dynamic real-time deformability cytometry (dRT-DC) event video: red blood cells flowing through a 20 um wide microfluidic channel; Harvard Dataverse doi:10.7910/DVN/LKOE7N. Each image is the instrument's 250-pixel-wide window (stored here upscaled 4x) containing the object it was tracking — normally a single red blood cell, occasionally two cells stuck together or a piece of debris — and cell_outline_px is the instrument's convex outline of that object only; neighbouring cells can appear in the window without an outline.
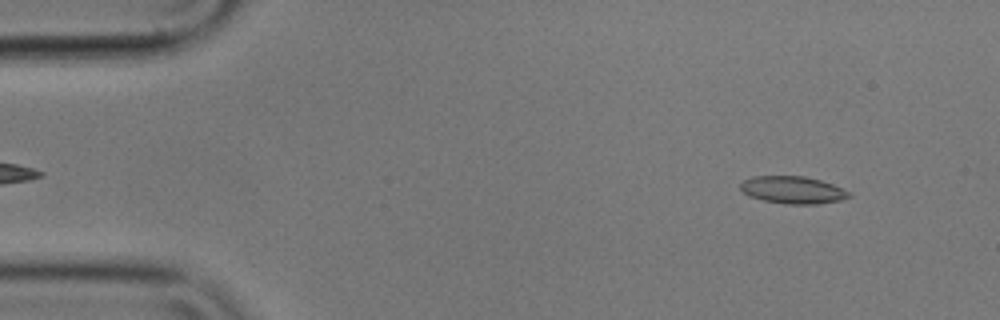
{"species": "common noctule bat (a hibernating species)", "species_latin": "Nyctalus noctula", "temperature_condition": "cold", "stored_images_in_passage": 15, "camera_frame_rate_fps": 3000, "um_per_image_px": 0.085, "animal": {"sex": "male", "body_mass_g": 17.9}, "frame": {"image": 1, "passage_image": 5, "time_ms": 1.333, "image_size_px": [1000, 320], "cell_outline_px": [[852, 196], [840, 200], [816, 204], [784, 204], [764, 200], [748, 196], [740, 188], [740, 184], [744, 180], [752, 176], [804, 176], [820, 180], [832, 184], [848, 192]], "centroid_in_image_um": [67.35, 16.14], "position_along_channel_um": 17.6, "area_um2": 17.17}}
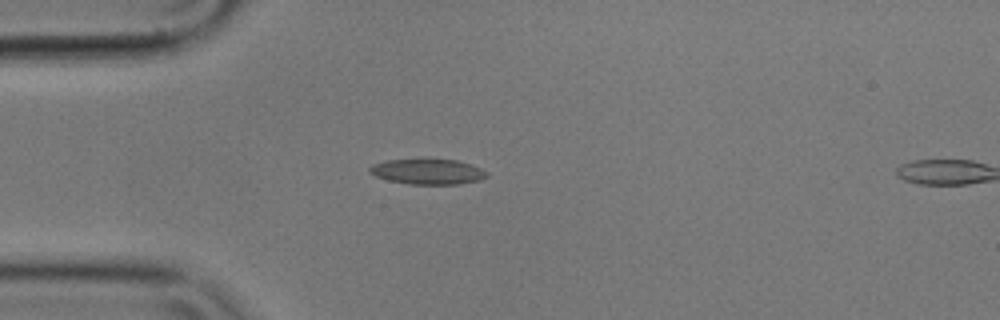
{"frame": {"image": 2, "passage_image": 14, "time_ms": 4.333, "image_size_px": [1000, 320], "cell_outline_px": [[488, 176], [480, 180], [460, 184], [408, 184], [388, 180], [376, 176], [368, 172], [368, 168], [372, 164], [388, 160], [424, 156], [456, 160], [480, 168], [488, 172]], "centroid_in_image_um": [36.32, 14.54], "position_along_channel_um": 48.7, "area_um2": 18.09}}